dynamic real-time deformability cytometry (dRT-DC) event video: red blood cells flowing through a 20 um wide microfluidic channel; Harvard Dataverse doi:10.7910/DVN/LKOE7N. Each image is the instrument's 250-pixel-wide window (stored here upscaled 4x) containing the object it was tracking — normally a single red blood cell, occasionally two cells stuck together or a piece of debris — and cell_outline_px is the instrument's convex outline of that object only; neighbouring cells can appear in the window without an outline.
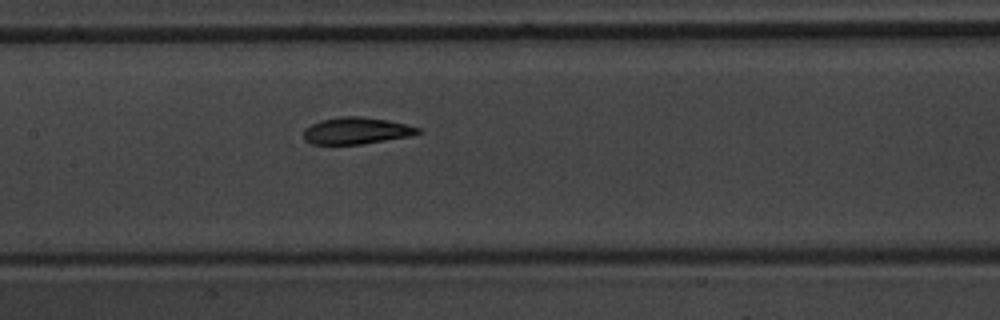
{"species": "common noctule bat (a hibernating species)", "species_latin": "Nyctalus noctula", "temperature_condition": "warm", "stored_images_in_passage": 4, "camera_frame_rate_fps": 3000, "um_per_image_px": 0.085, "animal": {"sex": "male", "body_mass_g": 20.1, "forearm_length_mm": 53.5}, "frame": {"image": 1, "passage_image": 4, "time_ms": 4.333, "image_size_px": [1000, 320], "cell_outline_px": [[424, 132], [412, 136], [360, 144], [312, 144], [304, 140], [304, 128], [320, 120], [344, 116], [364, 116], [388, 120], [420, 128]], "centroid_in_image_um": [30.31, 11.11], "position_along_channel_um": 177.1, "area_um2": 17.92}}